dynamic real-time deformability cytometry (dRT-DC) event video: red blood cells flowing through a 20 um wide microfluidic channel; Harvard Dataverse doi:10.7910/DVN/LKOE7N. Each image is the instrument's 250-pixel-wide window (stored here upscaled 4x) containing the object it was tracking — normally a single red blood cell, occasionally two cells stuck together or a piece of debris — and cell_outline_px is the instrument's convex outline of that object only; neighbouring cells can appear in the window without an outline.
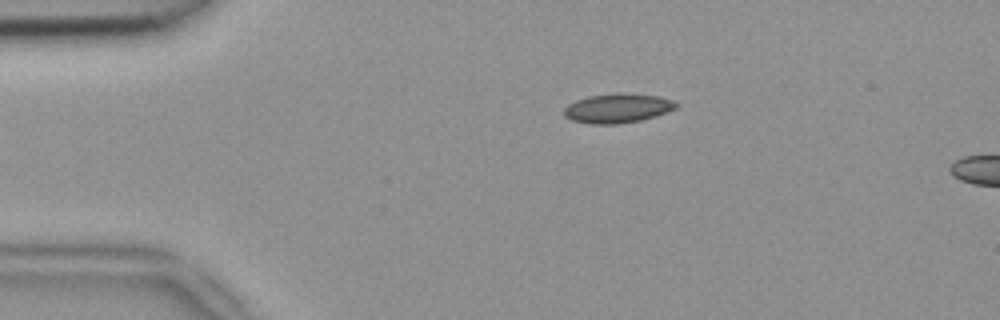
{"species": "common noctule bat (a hibernating species)", "species_latin": "Nyctalus noctula", "temperature_condition": "room temperature", "stored_images_in_passage": 3, "camera_frame_rate_fps": 3000, "um_per_image_px": 0.085, "animal": {"sex": "female", "body_mass_g": 18.4}, "frame": {"image": 1, "passage_image": 3, "time_ms": 0.667, "image_size_px": [1000, 320], "cell_outline_px": [[680, 104], [676, 108], [656, 116], [640, 120], [616, 124], [588, 124], [572, 120], [564, 116], [564, 108], [568, 104], [576, 100], [588, 96], [616, 92], [624, 92], [656, 96], [672, 100]], "centroid_in_image_um": [52.48, 9.19], "position_along_channel_um": 32.5, "area_um2": 19.31}}